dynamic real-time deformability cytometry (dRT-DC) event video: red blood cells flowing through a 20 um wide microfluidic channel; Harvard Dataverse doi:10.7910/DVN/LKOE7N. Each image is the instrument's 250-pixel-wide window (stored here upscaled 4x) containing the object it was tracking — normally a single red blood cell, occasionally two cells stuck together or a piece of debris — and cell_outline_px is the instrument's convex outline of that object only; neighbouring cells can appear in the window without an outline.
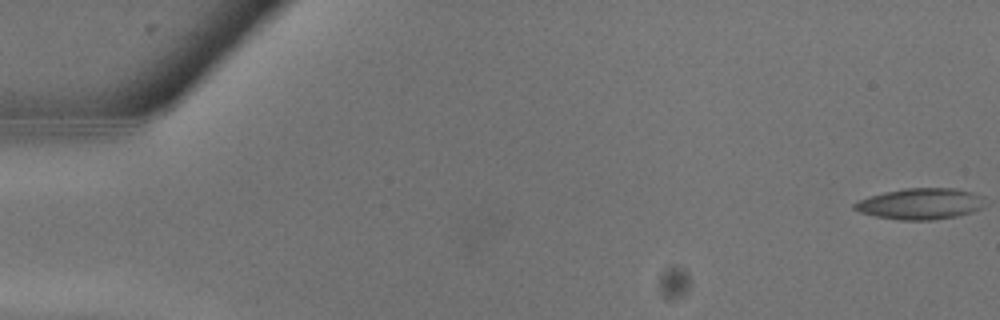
{"species": "common noctule bat (a hibernating species)", "species_latin": "Nyctalus noctula", "temperature_condition": "warm", "stored_images_in_passage": 28, "camera_frame_rate_fps": 3000, "um_per_image_px": 0.085, "animal": {"sex": "male", "body_mass_g": 13.3}, "frame": {"image": 1, "passage_image": 1, "time_ms": 0.0, "image_size_px": [1000, 320], "cell_outline_px": [[984, 196], [980, 208], [972, 212], [956, 216], [932, 220], [900, 220], [876, 216], [860, 212], [852, 208], [852, 204], [860, 200], [872, 196], [904, 188], [952, 188], [972, 192]], "centroid_in_image_um": [78.23, 17.32], "position_along_channel_um": 6.8, "area_um2": 23.35}}
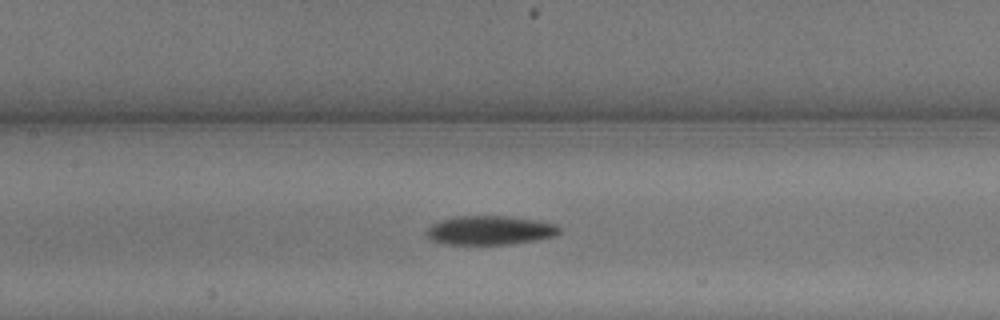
{"frame": {"image": 2, "passage_image": 14, "time_ms": 4.333, "image_size_px": [1000, 320], "cell_outline_px": [[560, 232], [556, 236], [536, 240], [508, 244], [448, 244], [432, 240], [424, 232], [432, 224], [440, 220], [456, 216], [504, 216], [536, 220], [556, 224], [560, 228]], "centroid_in_image_um": [41.65, 19.57], "position_along_channel_um": 165.8, "area_um2": 22.37}}
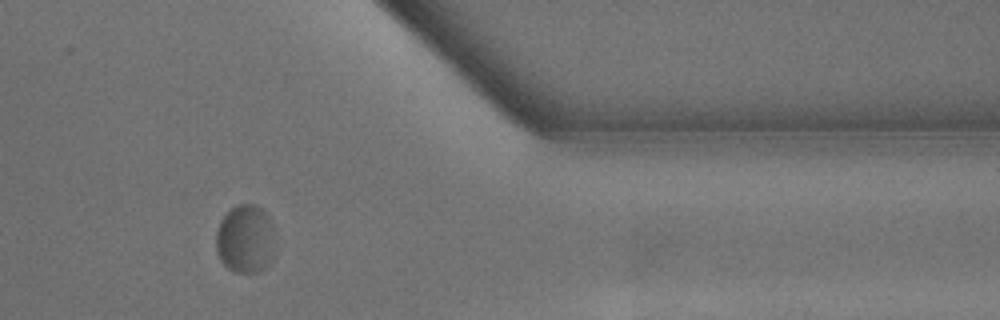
{"frame": {"image": 3, "passage_image": 24, "time_ms": 7.667, "image_size_px": [1000, 320], "cell_outline_px": [[272, 260], [260, 272], [236, 272], [228, 268], [220, 260], [216, 252], [216, 232], [220, 220], [232, 208], [240, 204], [256, 204], [272, 220]], "centroid_in_image_um": [20.83, 20.32], "position_along_channel_um": 390.6, "area_um2": 23.41}}